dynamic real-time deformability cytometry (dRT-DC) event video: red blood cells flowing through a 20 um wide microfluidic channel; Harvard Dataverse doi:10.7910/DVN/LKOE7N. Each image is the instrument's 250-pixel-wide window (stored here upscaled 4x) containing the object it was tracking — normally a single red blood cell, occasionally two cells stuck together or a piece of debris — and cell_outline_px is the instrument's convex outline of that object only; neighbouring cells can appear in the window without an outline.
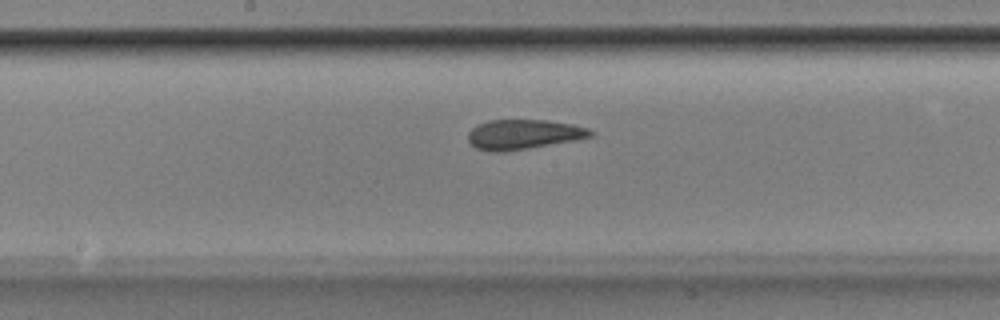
{"species": "Egyptian fruit bat (a non-hibernating species)", "species_latin": "Rousettus aegyptiacus", "temperature_condition": "room temperature", "stored_images_in_passage": 46, "camera_frame_rate_fps": 3000, "um_per_image_px": 0.085, "animal": {"sex": "male"}, "frame": {"image": 1, "passage_image": 21, "time_ms": 6.667, "image_size_px": [1000, 320], "cell_outline_px": [[596, 132], [592, 136], [576, 140], [504, 152], [488, 152], [476, 148], [468, 140], [468, 132], [476, 124], [488, 120], [548, 120], [572, 124], [588, 128]], "centroid_in_image_um": [44.49, 11.42], "position_along_channel_um": 203.7, "area_um2": 21.44}}
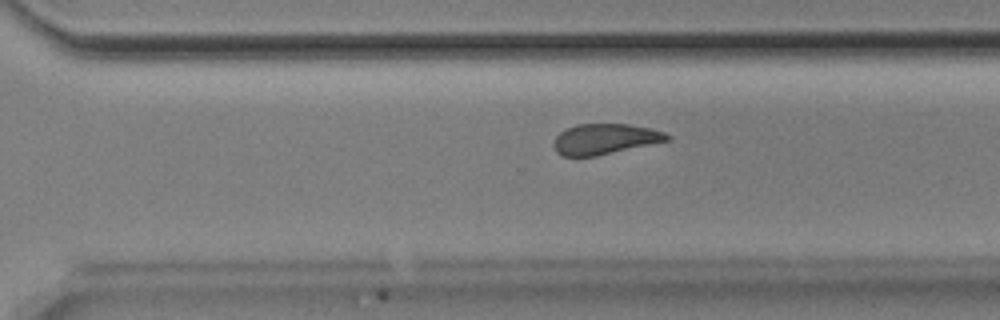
{"frame": {"image": 2, "passage_image": 30, "time_ms": 9.667, "image_size_px": [1000, 320], "cell_outline_px": [[672, 140], [596, 156], [560, 156], [556, 152], [552, 144], [556, 136], [560, 132], [576, 124], [628, 124], [648, 128], [664, 132], [672, 136]], "centroid_in_image_um": [51.42, 11.82], "position_along_channel_um": 319.2, "area_um2": 20.29}}
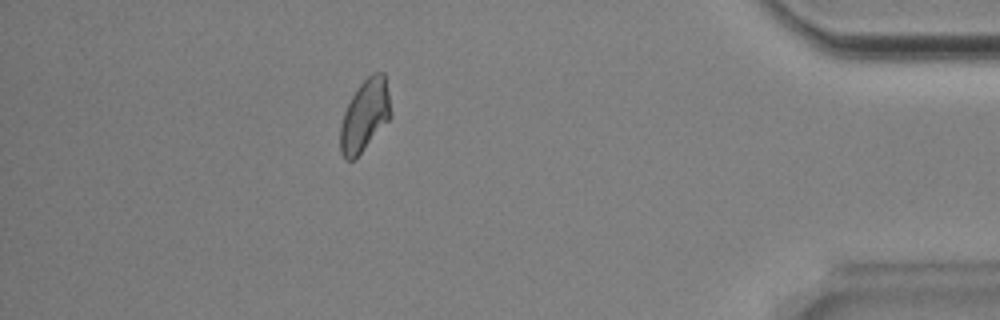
{"frame": {"image": 3, "passage_image": 40, "time_ms": 13.0, "image_size_px": [1000, 320], "cell_outline_px": [[392, 116], [360, 152], [352, 160], [344, 160], [340, 152], [340, 124], [344, 112], [352, 96], [360, 84], [372, 72], [384, 72], [392, 112]], "centroid_in_image_um": [31.0, 9.79], "position_along_channel_um": 404.2, "area_um2": 20.81}, "authors_computed_cell_mechanics": {"area_um2": 21.3571, "velocity_mm_per_s": 3.8653, "shape_relaxation_time_tau1_ms": null, "shape_relaxation_time_tau2_ms": 1.8766, "deformation_change_tau1": null, "deformation_change_tau2": 0.064}}